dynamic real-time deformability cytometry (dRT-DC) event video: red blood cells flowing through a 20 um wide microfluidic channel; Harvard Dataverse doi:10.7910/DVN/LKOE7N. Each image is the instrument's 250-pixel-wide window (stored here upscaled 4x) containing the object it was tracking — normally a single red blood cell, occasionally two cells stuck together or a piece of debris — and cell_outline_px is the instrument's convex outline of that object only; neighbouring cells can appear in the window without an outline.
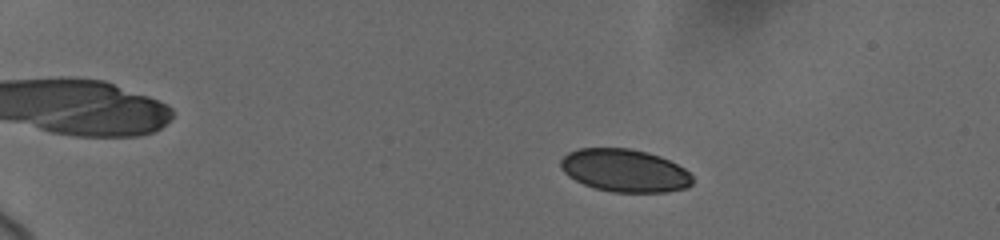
{"species": "human", "species_latin": "Homo sapiens", "temperature_condition": "cold", "stored_images_in_passage": 24, "camera_frame_rate_fps": 3000, "um_per_image_px": 0.085, "donor": {"sex": "female"}, "frame": {"image": 1, "passage_image": 12, "time_ms": 3.667, "image_size_px": [1000, 240], "cell_outline_px": [[692, 184], [688, 188], [664, 192], [612, 192], [596, 188], [584, 184], [568, 176], [560, 168], [560, 160], [568, 152], [580, 148], [628, 148], [648, 152], [660, 156], [684, 168], [692, 176]], "centroid_in_image_um": [53.09, 14.49], "position_along_channel_um": 31.9, "area_um2": 32.89}}
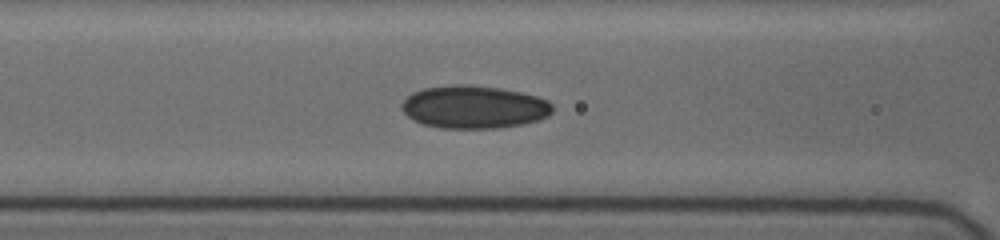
{"frame": {"image": 2, "passage_image": 19, "time_ms": 9.0, "image_size_px": [1000, 240], "cell_outline_px": [[552, 112], [548, 116], [524, 124], [496, 128], [440, 128], [420, 124], [412, 120], [400, 108], [404, 100], [412, 92], [424, 88], [456, 84], [460, 84], [500, 88], [520, 92], [536, 96], [548, 100], [552, 104]], "centroid_in_image_um": [40.26, 9.1], "position_along_channel_um": 126.3, "area_um2": 37.69}}
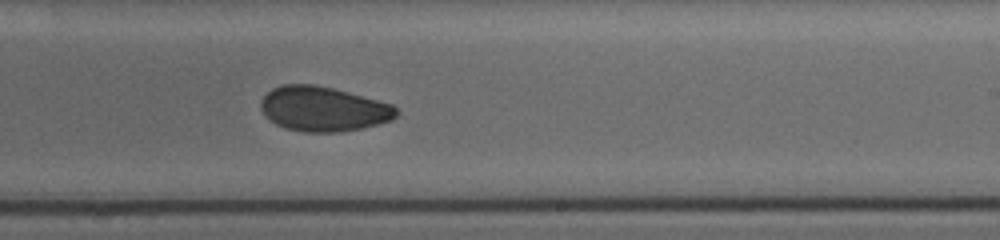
{"frame": {"image": 3, "passage_image": 24, "time_ms": 12.667, "image_size_px": [1000, 240], "cell_outline_px": [[396, 116], [392, 120], [360, 128], [340, 132], [304, 132], [284, 128], [268, 120], [260, 108], [260, 100], [272, 88], [284, 84], [312, 84], [332, 88], [348, 92], [392, 104], [396, 108]], "centroid_in_image_um": [27.43, 9.26], "position_along_channel_um": 261.6, "area_um2": 35.26}}